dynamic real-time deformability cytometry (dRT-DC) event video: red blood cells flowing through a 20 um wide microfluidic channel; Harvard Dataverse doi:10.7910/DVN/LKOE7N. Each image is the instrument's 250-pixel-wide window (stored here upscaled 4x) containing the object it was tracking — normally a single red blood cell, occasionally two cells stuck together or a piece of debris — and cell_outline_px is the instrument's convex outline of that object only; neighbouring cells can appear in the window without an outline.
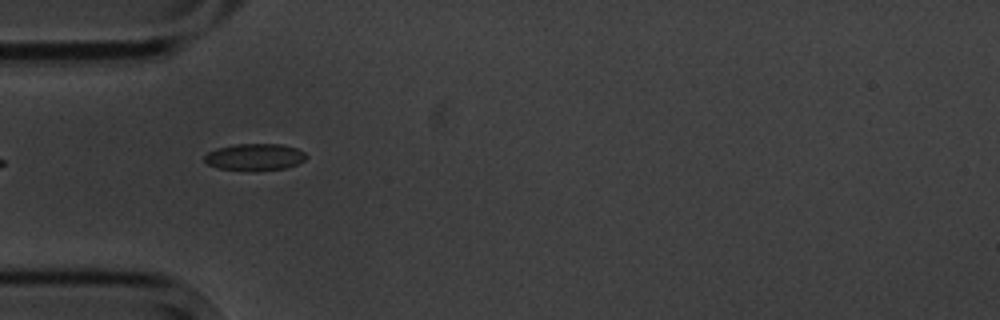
{"species": "common noctule bat (a hibernating species)", "species_latin": "Nyctalus noctula", "temperature_condition": "cold", "stored_images_in_passage": 3, "camera_frame_rate_fps": 3000, "um_per_image_px": 0.085, "animal": {"sex": "male", "body_mass_g": 20.1, "forearm_length_mm": 53.5}, "frame": {"image": 1, "passage_image": 1, "time_ms": 0.0, "image_size_px": [1000, 320], "cell_outline_px": [[308, 156], [304, 160], [296, 164], [284, 168], [256, 172], [252, 172], [220, 168], [208, 164], [204, 160], [204, 156], [208, 152], [216, 148], [236, 144], [280, 144], [296, 148], [304, 152]], "centroid_in_image_um": [21.65, 13.36], "position_along_channel_um": 63.4, "area_um2": 16.07}}
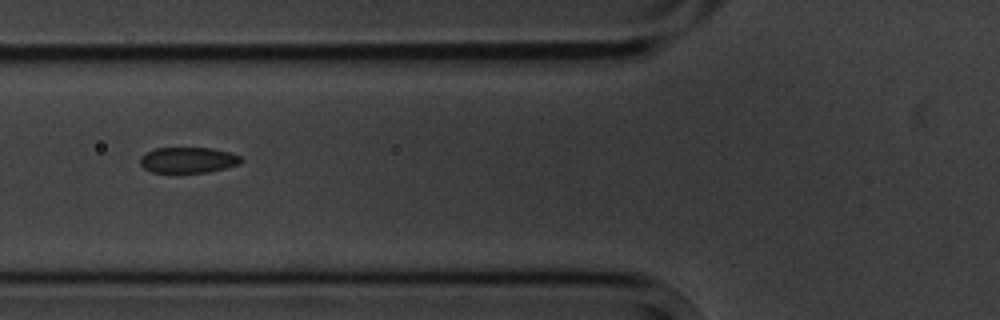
{"frame": {"image": 2, "passage_image": 2, "time_ms": 1.333, "image_size_px": [1000, 320], "cell_outline_px": [[244, 160], [240, 164], [208, 172], [152, 172], [144, 168], [140, 164], [140, 156], [144, 152], [156, 148], [212, 148], [228, 152], [240, 156]], "centroid_in_image_um": [15.97, 13.59], "position_along_channel_um": 109.8, "area_um2": 15.14}}
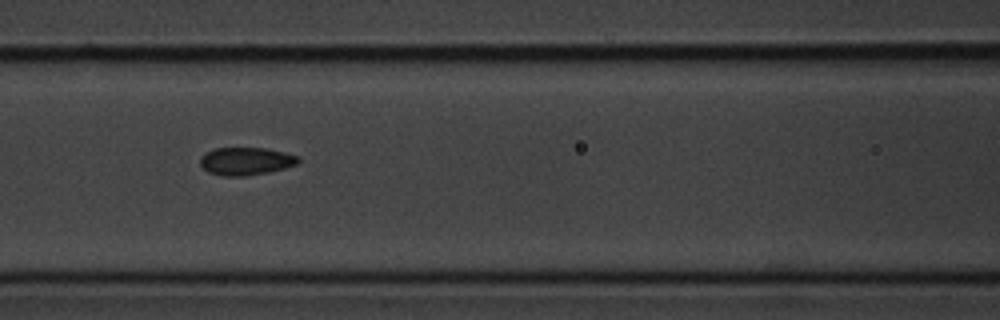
{"frame": {"image": 3, "passage_image": 3, "time_ms": 2.333, "image_size_px": [1000, 320], "cell_outline_px": [[300, 160], [296, 164], [284, 168], [268, 172], [244, 176], [224, 176], [208, 172], [200, 164], [200, 156], [216, 148], [268, 148], [300, 156]], "centroid_in_image_um": [20.92, 13.69], "position_along_channel_um": 145.7, "area_um2": 15.84}}